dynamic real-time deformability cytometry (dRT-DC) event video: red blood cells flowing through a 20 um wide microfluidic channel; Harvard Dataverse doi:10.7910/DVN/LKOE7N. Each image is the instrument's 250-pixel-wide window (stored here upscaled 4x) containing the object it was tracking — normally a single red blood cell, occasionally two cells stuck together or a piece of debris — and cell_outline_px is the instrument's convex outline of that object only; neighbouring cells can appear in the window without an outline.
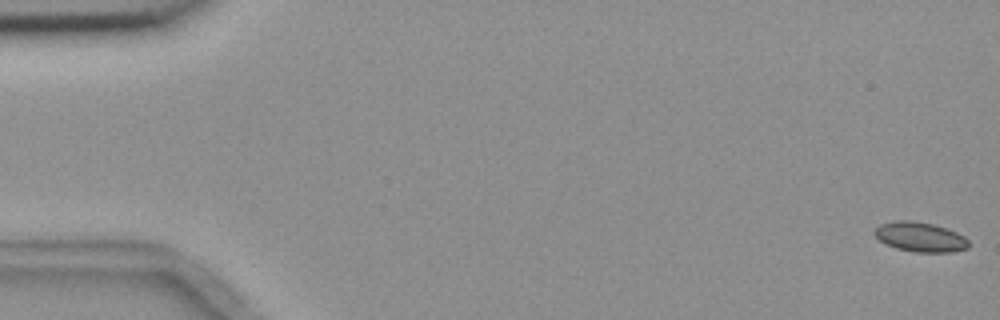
{"species": "common noctule bat (a hibernating species)", "species_latin": "Nyctalus noctula", "temperature_condition": "room temperature", "stored_images_in_passage": 5, "camera_frame_rate_fps": 3000, "um_per_image_px": 0.085, "animal": {"sex": "female", "body_mass_g": 18.4}, "frame": {"image": 1, "passage_image": 1, "time_ms": 0.0, "image_size_px": [1000, 320], "cell_outline_px": [[968, 248], [952, 252], [916, 252], [896, 248], [884, 244], [872, 232], [880, 224], [896, 220], [908, 220], [932, 224], [956, 232], [964, 236], [968, 240]], "centroid_in_image_um": [78.19, 20.15], "position_along_channel_um": 6.8, "area_um2": 16.18}}
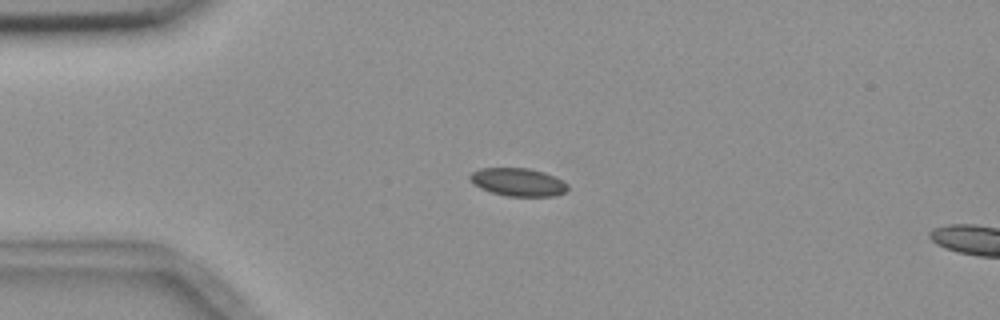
{"frame": {"image": 2, "passage_image": 4, "time_ms": 4.333, "image_size_px": [1000, 320], "cell_outline_px": [[568, 188], [564, 192], [556, 196], [504, 196], [480, 188], [472, 184], [468, 176], [472, 172], [480, 168], [528, 168], [544, 172], [568, 184]], "centroid_in_image_um": [43.99, 15.48], "position_along_channel_um": 41.0, "area_um2": 15.95}}